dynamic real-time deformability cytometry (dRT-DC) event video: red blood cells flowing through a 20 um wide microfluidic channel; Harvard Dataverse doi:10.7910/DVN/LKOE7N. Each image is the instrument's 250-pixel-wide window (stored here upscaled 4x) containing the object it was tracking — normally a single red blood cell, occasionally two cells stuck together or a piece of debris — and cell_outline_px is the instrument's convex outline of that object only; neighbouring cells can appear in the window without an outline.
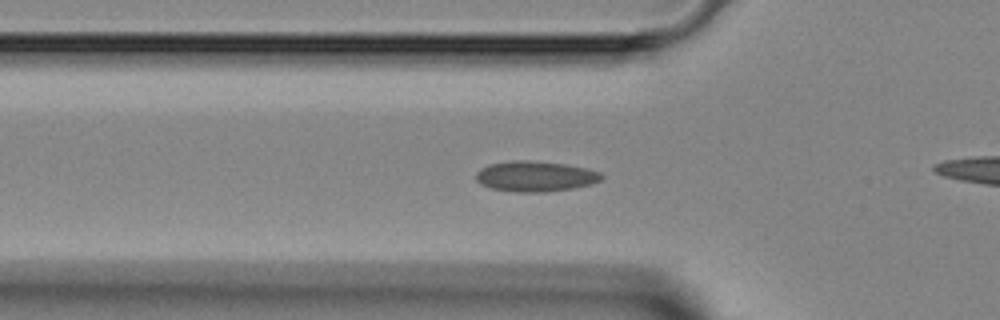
{"species": "Egyptian fruit bat (a non-hibernating species)", "species_latin": "Rousettus aegyptiacus", "temperature_condition": "room temperature", "stored_images_in_passage": 46, "camera_frame_rate_fps": 3000, "um_per_image_px": 0.085, "animal": {"sex": "female"}, "frame": {"image": 1, "passage_image": 14, "time_ms": 4.333, "image_size_px": [1000, 320], "cell_outline_px": [[604, 176], [600, 180], [592, 184], [572, 188], [544, 192], [512, 192], [492, 188], [480, 184], [476, 180], [476, 172], [480, 168], [488, 164], [512, 160], [532, 160], [564, 164], [588, 168], [600, 172]], "centroid_in_image_um": [45.48, 14.98], "position_along_channel_um": 80.3, "area_um2": 22.48}}
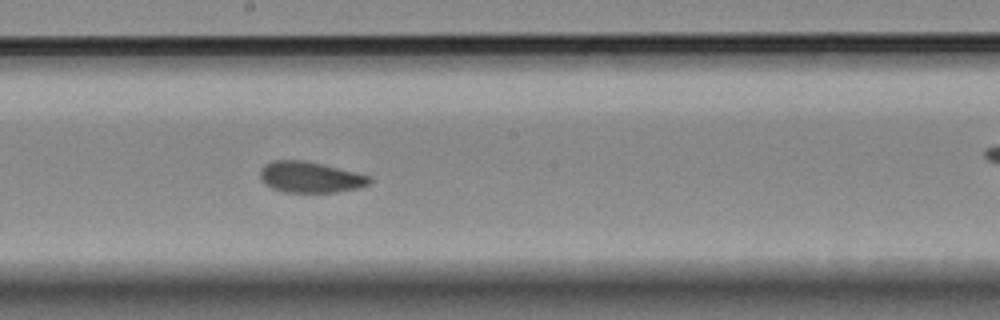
{"frame": {"image": 2, "passage_image": 24, "time_ms": 7.667, "image_size_px": [1000, 320], "cell_outline_px": [[372, 180], [368, 184], [360, 188], [336, 192], [284, 192], [272, 188], [264, 184], [260, 180], [260, 168], [264, 164], [272, 160], [304, 160], [356, 172], [372, 176]], "centroid_in_image_um": [26.35, 15.06], "position_along_channel_um": 221.9, "area_um2": 19.94}}
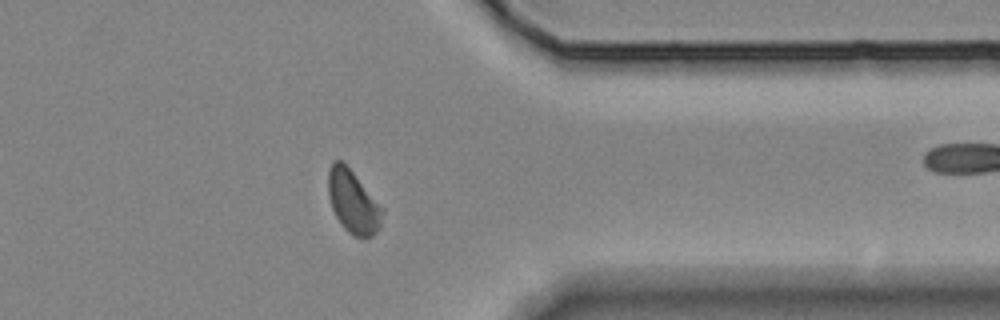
{"frame": {"image": 3, "passage_image": 36, "time_ms": 11.667, "image_size_px": [1000, 320], "cell_outline_px": [[384, 212], [380, 228], [372, 236], [364, 240], [352, 236], [340, 224], [332, 208], [328, 196], [328, 168], [332, 160], [340, 160], [352, 172], [384, 208]], "centroid_in_image_um": [30.02, 17.2], "position_along_channel_um": 381.4, "area_um2": 20.11}}